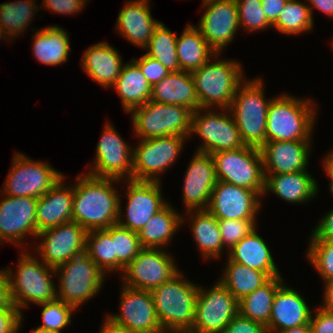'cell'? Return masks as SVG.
<instances>
[{"label":"cell","instance_id":"f6af8a7d","mask_svg":"<svg viewBox=\"0 0 333 333\" xmlns=\"http://www.w3.org/2000/svg\"><path fill=\"white\" fill-rule=\"evenodd\" d=\"M308 262L327 283L333 279V242L326 240H309L307 248Z\"/></svg>","mask_w":333,"mask_h":333},{"label":"cell","instance_id":"83f0119b","mask_svg":"<svg viewBox=\"0 0 333 333\" xmlns=\"http://www.w3.org/2000/svg\"><path fill=\"white\" fill-rule=\"evenodd\" d=\"M318 186L308 171L265 175L263 196L271 192L287 203L304 204L317 196Z\"/></svg>","mask_w":333,"mask_h":333},{"label":"cell","instance_id":"cb8c5ba5","mask_svg":"<svg viewBox=\"0 0 333 333\" xmlns=\"http://www.w3.org/2000/svg\"><path fill=\"white\" fill-rule=\"evenodd\" d=\"M312 311L305 298L298 290L285 283L276 291L273 299L268 333H278L283 330L309 324Z\"/></svg>","mask_w":333,"mask_h":333},{"label":"cell","instance_id":"ee69618b","mask_svg":"<svg viewBox=\"0 0 333 333\" xmlns=\"http://www.w3.org/2000/svg\"><path fill=\"white\" fill-rule=\"evenodd\" d=\"M239 27L245 32L253 33L272 28L262 9V0H236Z\"/></svg>","mask_w":333,"mask_h":333},{"label":"cell","instance_id":"7402d4cb","mask_svg":"<svg viewBox=\"0 0 333 333\" xmlns=\"http://www.w3.org/2000/svg\"><path fill=\"white\" fill-rule=\"evenodd\" d=\"M184 176L182 202L185 210H207L218 181L211 154L195 152Z\"/></svg>","mask_w":333,"mask_h":333},{"label":"cell","instance_id":"484cf974","mask_svg":"<svg viewBox=\"0 0 333 333\" xmlns=\"http://www.w3.org/2000/svg\"><path fill=\"white\" fill-rule=\"evenodd\" d=\"M149 0H130L120 10L117 21V33L134 46L144 49L160 21L153 19Z\"/></svg>","mask_w":333,"mask_h":333},{"label":"cell","instance_id":"680465c9","mask_svg":"<svg viewBox=\"0 0 333 333\" xmlns=\"http://www.w3.org/2000/svg\"><path fill=\"white\" fill-rule=\"evenodd\" d=\"M99 333H131L129 330L124 328L121 325L114 323L111 319L105 316L104 321L102 322Z\"/></svg>","mask_w":333,"mask_h":333},{"label":"cell","instance_id":"1f68e13d","mask_svg":"<svg viewBox=\"0 0 333 333\" xmlns=\"http://www.w3.org/2000/svg\"><path fill=\"white\" fill-rule=\"evenodd\" d=\"M182 215L189 216L191 234L203 259H221L223 243L218 220L208 210H190Z\"/></svg>","mask_w":333,"mask_h":333},{"label":"cell","instance_id":"9f6ffc18","mask_svg":"<svg viewBox=\"0 0 333 333\" xmlns=\"http://www.w3.org/2000/svg\"><path fill=\"white\" fill-rule=\"evenodd\" d=\"M306 2H308L307 5L309 6L312 19L314 18L312 11L315 9L333 18V0H306Z\"/></svg>","mask_w":333,"mask_h":333},{"label":"cell","instance_id":"8fae6325","mask_svg":"<svg viewBox=\"0 0 333 333\" xmlns=\"http://www.w3.org/2000/svg\"><path fill=\"white\" fill-rule=\"evenodd\" d=\"M11 164L1 191L4 195L39 199L64 176L49 163L34 161L21 152L15 151Z\"/></svg>","mask_w":333,"mask_h":333},{"label":"cell","instance_id":"ba28073f","mask_svg":"<svg viewBox=\"0 0 333 333\" xmlns=\"http://www.w3.org/2000/svg\"><path fill=\"white\" fill-rule=\"evenodd\" d=\"M54 270L59 276L57 299L76 309L97 295L107 277L85 252Z\"/></svg>","mask_w":333,"mask_h":333},{"label":"cell","instance_id":"6125c7cd","mask_svg":"<svg viewBox=\"0 0 333 333\" xmlns=\"http://www.w3.org/2000/svg\"><path fill=\"white\" fill-rule=\"evenodd\" d=\"M31 331H32V333H60L58 331L47 330V329H43L40 327H36L35 329H33Z\"/></svg>","mask_w":333,"mask_h":333},{"label":"cell","instance_id":"603a6c76","mask_svg":"<svg viewBox=\"0 0 333 333\" xmlns=\"http://www.w3.org/2000/svg\"><path fill=\"white\" fill-rule=\"evenodd\" d=\"M311 141H270L261 148L264 175L308 171Z\"/></svg>","mask_w":333,"mask_h":333},{"label":"cell","instance_id":"836d02e7","mask_svg":"<svg viewBox=\"0 0 333 333\" xmlns=\"http://www.w3.org/2000/svg\"><path fill=\"white\" fill-rule=\"evenodd\" d=\"M111 88L118 93L122 107L127 113L151 99L152 86L133 60L124 64L119 77Z\"/></svg>","mask_w":333,"mask_h":333},{"label":"cell","instance_id":"277c9868","mask_svg":"<svg viewBox=\"0 0 333 333\" xmlns=\"http://www.w3.org/2000/svg\"><path fill=\"white\" fill-rule=\"evenodd\" d=\"M20 252L16 271L10 266L5 271L10 282L13 304L23 314V308H29V303L38 305L56 300L57 288L53 280L56 276L54 268L30 255L27 250Z\"/></svg>","mask_w":333,"mask_h":333},{"label":"cell","instance_id":"db71d44e","mask_svg":"<svg viewBox=\"0 0 333 333\" xmlns=\"http://www.w3.org/2000/svg\"><path fill=\"white\" fill-rule=\"evenodd\" d=\"M0 309H18L12 301L8 275L0 269Z\"/></svg>","mask_w":333,"mask_h":333},{"label":"cell","instance_id":"f907efd6","mask_svg":"<svg viewBox=\"0 0 333 333\" xmlns=\"http://www.w3.org/2000/svg\"><path fill=\"white\" fill-rule=\"evenodd\" d=\"M23 318L19 309H0V333H18Z\"/></svg>","mask_w":333,"mask_h":333},{"label":"cell","instance_id":"5bb4252c","mask_svg":"<svg viewBox=\"0 0 333 333\" xmlns=\"http://www.w3.org/2000/svg\"><path fill=\"white\" fill-rule=\"evenodd\" d=\"M133 147L125 142L112 123L104 125L96 146L95 161L86 173L97 178L133 179Z\"/></svg>","mask_w":333,"mask_h":333},{"label":"cell","instance_id":"4fadbf2b","mask_svg":"<svg viewBox=\"0 0 333 333\" xmlns=\"http://www.w3.org/2000/svg\"><path fill=\"white\" fill-rule=\"evenodd\" d=\"M238 305L239 301L220 281L210 289L199 285L195 321L190 333H222L239 313Z\"/></svg>","mask_w":333,"mask_h":333},{"label":"cell","instance_id":"f5cc1de1","mask_svg":"<svg viewBox=\"0 0 333 333\" xmlns=\"http://www.w3.org/2000/svg\"><path fill=\"white\" fill-rule=\"evenodd\" d=\"M312 229L309 240H326L333 242V207Z\"/></svg>","mask_w":333,"mask_h":333},{"label":"cell","instance_id":"d590c367","mask_svg":"<svg viewBox=\"0 0 333 333\" xmlns=\"http://www.w3.org/2000/svg\"><path fill=\"white\" fill-rule=\"evenodd\" d=\"M223 274L217 279L229 292L240 301L245 296L252 293L257 288L266 284L271 277L261 271L251 269L245 265L226 259Z\"/></svg>","mask_w":333,"mask_h":333},{"label":"cell","instance_id":"c3c4849f","mask_svg":"<svg viewBox=\"0 0 333 333\" xmlns=\"http://www.w3.org/2000/svg\"><path fill=\"white\" fill-rule=\"evenodd\" d=\"M222 333H268L266 326L260 322L245 318L239 313L225 327Z\"/></svg>","mask_w":333,"mask_h":333},{"label":"cell","instance_id":"52a82bcc","mask_svg":"<svg viewBox=\"0 0 333 333\" xmlns=\"http://www.w3.org/2000/svg\"><path fill=\"white\" fill-rule=\"evenodd\" d=\"M130 113L133 134L138 139L172 135L190 138L193 111L186 106L149 100L144 105L132 109Z\"/></svg>","mask_w":333,"mask_h":333},{"label":"cell","instance_id":"94428289","mask_svg":"<svg viewBox=\"0 0 333 333\" xmlns=\"http://www.w3.org/2000/svg\"><path fill=\"white\" fill-rule=\"evenodd\" d=\"M278 333H312V327H311V324L309 323V324L289 328V329L283 330Z\"/></svg>","mask_w":333,"mask_h":333},{"label":"cell","instance_id":"3957f363","mask_svg":"<svg viewBox=\"0 0 333 333\" xmlns=\"http://www.w3.org/2000/svg\"><path fill=\"white\" fill-rule=\"evenodd\" d=\"M179 271L151 291L155 311L165 332H191L195 321L199 285Z\"/></svg>","mask_w":333,"mask_h":333},{"label":"cell","instance_id":"8992f818","mask_svg":"<svg viewBox=\"0 0 333 333\" xmlns=\"http://www.w3.org/2000/svg\"><path fill=\"white\" fill-rule=\"evenodd\" d=\"M263 84L261 78H245L237 87L229 108L243 143L256 148L266 143L267 113L273 99L265 98Z\"/></svg>","mask_w":333,"mask_h":333},{"label":"cell","instance_id":"d6986e66","mask_svg":"<svg viewBox=\"0 0 333 333\" xmlns=\"http://www.w3.org/2000/svg\"><path fill=\"white\" fill-rule=\"evenodd\" d=\"M0 199V245L16 244L24 248L27 236L36 238V206L34 197L2 194ZM23 246V247H22Z\"/></svg>","mask_w":333,"mask_h":333},{"label":"cell","instance_id":"f546056e","mask_svg":"<svg viewBox=\"0 0 333 333\" xmlns=\"http://www.w3.org/2000/svg\"><path fill=\"white\" fill-rule=\"evenodd\" d=\"M228 254V255H227ZM226 254L230 261L265 272L271 278L282 275L265 240L255 228Z\"/></svg>","mask_w":333,"mask_h":333},{"label":"cell","instance_id":"e0dca14e","mask_svg":"<svg viewBox=\"0 0 333 333\" xmlns=\"http://www.w3.org/2000/svg\"><path fill=\"white\" fill-rule=\"evenodd\" d=\"M86 234L84 228L71 221L38 233L36 238H41L40 243L31 249L44 264L55 269L85 252Z\"/></svg>","mask_w":333,"mask_h":333},{"label":"cell","instance_id":"ac0fdd59","mask_svg":"<svg viewBox=\"0 0 333 333\" xmlns=\"http://www.w3.org/2000/svg\"><path fill=\"white\" fill-rule=\"evenodd\" d=\"M121 289L119 313H107L106 316L131 333H163L151 291L124 284Z\"/></svg>","mask_w":333,"mask_h":333},{"label":"cell","instance_id":"7a4b0ae2","mask_svg":"<svg viewBox=\"0 0 333 333\" xmlns=\"http://www.w3.org/2000/svg\"><path fill=\"white\" fill-rule=\"evenodd\" d=\"M311 98L280 93L273 97L267 113L266 142L312 141L317 108Z\"/></svg>","mask_w":333,"mask_h":333},{"label":"cell","instance_id":"7dc6e473","mask_svg":"<svg viewBox=\"0 0 333 333\" xmlns=\"http://www.w3.org/2000/svg\"><path fill=\"white\" fill-rule=\"evenodd\" d=\"M132 60L140 67L144 77L152 87L171 73L159 61L146 54Z\"/></svg>","mask_w":333,"mask_h":333},{"label":"cell","instance_id":"816d5d0a","mask_svg":"<svg viewBox=\"0 0 333 333\" xmlns=\"http://www.w3.org/2000/svg\"><path fill=\"white\" fill-rule=\"evenodd\" d=\"M314 310L315 315L311 314L310 319L312 333H333V312L320 306Z\"/></svg>","mask_w":333,"mask_h":333},{"label":"cell","instance_id":"d4e9b609","mask_svg":"<svg viewBox=\"0 0 333 333\" xmlns=\"http://www.w3.org/2000/svg\"><path fill=\"white\" fill-rule=\"evenodd\" d=\"M63 176L38 199L36 206V235L46 229L72 221L74 184H65Z\"/></svg>","mask_w":333,"mask_h":333},{"label":"cell","instance_id":"9c48e42d","mask_svg":"<svg viewBox=\"0 0 333 333\" xmlns=\"http://www.w3.org/2000/svg\"><path fill=\"white\" fill-rule=\"evenodd\" d=\"M211 157L218 181L257 191L263 197L265 175L260 148L245 145Z\"/></svg>","mask_w":333,"mask_h":333},{"label":"cell","instance_id":"11a10c76","mask_svg":"<svg viewBox=\"0 0 333 333\" xmlns=\"http://www.w3.org/2000/svg\"><path fill=\"white\" fill-rule=\"evenodd\" d=\"M288 0H262V9L268 22L273 25Z\"/></svg>","mask_w":333,"mask_h":333},{"label":"cell","instance_id":"6da1fadb","mask_svg":"<svg viewBox=\"0 0 333 333\" xmlns=\"http://www.w3.org/2000/svg\"><path fill=\"white\" fill-rule=\"evenodd\" d=\"M114 183L121 180L78 175L74 183L72 221L86 231L117 224L120 194Z\"/></svg>","mask_w":333,"mask_h":333},{"label":"cell","instance_id":"e575fe53","mask_svg":"<svg viewBox=\"0 0 333 333\" xmlns=\"http://www.w3.org/2000/svg\"><path fill=\"white\" fill-rule=\"evenodd\" d=\"M181 36H177L176 53L180 71L193 72L201 68L216 52L202 36L200 30L187 23Z\"/></svg>","mask_w":333,"mask_h":333},{"label":"cell","instance_id":"91938a15","mask_svg":"<svg viewBox=\"0 0 333 333\" xmlns=\"http://www.w3.org/2000/svg\"><path fill=\"white\" fill-rule=\"evenodd\" d=\"M323 159L324 160H321L323 163L322 167L324 168L328 178L331 180L329 184V191L333 196V150H330Z\"/></svg>","mask_w":333,"mask_h":333},{"label":"cell","instance_id":"681fc988","mask_svg":"<svg viewBox=\"0 0 333 333\" xmlns=\"http://www.w3.org/2000/svg\"><path fill=\"white\" fill-rule=\"evenodd\" d=\"M87 2L89 0H43L41 6L55 14L75 15L84 9Z\"/></svg>","mask_w":333,"mask_h":333},{"label":"cell","instance_id":"4316f807","mask_svg":"<svg viewBox=\"0 0 333 333\" xmlns=\"http://www.w3.org/2000/svg\"><path fill=\"white\" fill-rule=\"evenodd\" d=\"M81 62L86 75L104 88L115 84L125 64L116 48L104 41L88 47Z\"/></svg>","mask_w":333,"mask_h":333},{"label":"cell","instance_id":"be15d7a7","mask_svg":"<svg viewBox=\"0 0 333 333\" xmlns=\"http://www.w3.org/2000/svg\"><path fill=\"white\" fill-rule=\"evenodd\" d=\"M163 333H190V332H163Z\"/></svg>","mask_w":333,"mask_h":333},{"label":"cell","instance_id":"8d00e7d4","mask_svg":"<svg viewBox=\"0 0 333 333\" xmlns=\"http://www.w3.org/2000/svg\"><path fill=\"white\" fill-rule=\"evenodd\" d=\"M37 0H14L0 4V33L7 41H14L26 32L30 26L33 16L40 8ZM17 35V36H16Z\"/></svg>","mask_w":333,"mask_h":333},{"label":"cell","instance_id":"60d3db41","mask_svg":"<svg viewBox=\"0 0 333 333\" xmlns=\"http://www.w3.org/2000/svg\"><path fill=\"white\" fill-rule=\"evenodd\" d=\"M85 253L104 272L117 271V256L114 255V242L105 229L87 231Z\"/></svg>","mask_w":333,"mask_h":333},{"label":"cell","instance_id":"2e32d148","mask_svg":"<svg viewBox=\"0 0 333 333\" xmlns=\"http://www.w3.org/2000/svg\"><path fill=\"white\" fill-rule=\"evenodd\" d=\"M166 249L143 248L120 275L122 284L152 291L169 281L180 270Z\"/></svg>","mask_w":333,"mask_h":333},{"label":"cell","instance_id":"44dd1931","mask_svg":"<svg viewBox=\"0 0 333 333\" xmlns=\"http://www.w3.org/2000/svg\"><path fill=\"white\" fill-rule=\"evenodd\" d=\"M263 198L257 191L217 181L207 210L217 220H257Z\"/></svg>","mask_w":333,"mask_h":333},{"label":"cell","instance_id":"ab89813d","mask_svg":"<svg viewBox=\"0 0 333 333\" xmlns=\"http://www.w3.org/2000/svg\"><path fill=\"white\" fill-rule=\"evenodd\" d=\"M272 27L281 34L300 35L313 29L314 19L307 3L300 0H288Z\"/></svg>","mask_w":333,"mask_h":333},{"label":"cell","instance_id":"ffe728a7","mask_svg":"<svg viewBox=\"0 0 333 333\" xmlns=\"http://www.w3.org/2000/svg\"><path fill=\"white\" fill-rule=\"evenodd\" d=\"M204 10L196 27L216 53L235 39L239 27L236 0H202Z\"/></svg>","mask_w":333,"mask_h":333},{"label":"cell","instance_id":"9a60e30c","mask_svg":"<svg viewBox=\"0 0 333 333\" xmlns=\"http://www.w3.org/2000/svg\"><path fill=\"white\" fill-rule=\"evenodd\" d=\"M127 189L124 193L127 200L125 214L122 217L121 193L119 197V215L117 224L121 227L139 232L155 213L168 202L162 196L161 182L138 181L133 179L121 180Z\"/></svg>","mask_w":333,"mask_h":333},{"label":"cell","instance_id":"bcb514c9","mask_svg":"<svg viewBox=\"0 0 333 333\" xmlns=\"http://www.w3.org/2000/svg\"><path fill=\"white\" fill-rule=\"evenodd\" d=\"M218 224L222 237L223 252L226 249L230 251L245 236L257 228L256 220H218Z\"/></svg>","mask_w":333,"mask_h":333},{"label":"cell","instance_id":"30bf717a","mask_svg":"<svg viewBox=\"0 0 333 333\" xmlns=\"http://www.w3.org/2000/svg\"><path fill=\"white\" fill-rule=\"evenodd\" d=\"M201 108L192 113L191 133L202 138L196 152L213 154L245 146L230 109Z\"/></svg>","mask_w":333,"mask_h":333},{"label":"cell","instance_id":"6f0895ef","mask_svg":"<svg viewBox=\"0 0 333 333\" xmlns=\"http://www.w3.org/2000/svg\"><path fill=\"white\" fill-rule=\"evenodd\" d=\"M323 303L320 307L333 312V279L324 284Z\"/></svg>","mask_w":333,"mask_h":333},{"label":"cell","instance_id":"b9f144b4","mask_svg":"<svg viewBox=\"0 0 333 333\" xmlns=\"http://www.w3.org/2000/svg\"><path fill=\"white\" fill-rule=\"evenodd\" d=\"M114 242V255L117 256V272H124L129 263L143 249L138 233L121 227L118 224L105 229Z\"/></svg>","mask_w":333,"mask_h":333},{"label":"cell","instance_id":"d6a6232c","mask_svg":"<svg viewBox=\"0 0 333 333\" xmlns=\"http://www.w3.org/2000/svg\"><path fill=\"white\" fill-rule=\"evenodd\" d=\"M185 216L180 215L169 203L153 215L146 225L138 232L143 248L168 247L173 236L183 225Z\"/></svg>","mask_w":333,"mask_h":333},{"label":"cell","instance_id":"7bdbcfd3","mask_svg":"<svg viewBox=\"0 0 333 333\" xmlns=\"http://www.w3.org/2000/svg\"><path fill=\"white\" fill-rule=\"evenodd\" d=\"M38 306L42 307V324L38 327L60 333H62V329L71 324L72 313L77 310L74 306L66 304L60 299L41 303Z\"/></svg>","mask_w":333,"mask_h":333},{"label":"cell","instance_id":"5b68a950","mask_svg":"<svg viewBox=\"0 0 333 333\" xmlns=\"http://www.w3.org/2000/svg\"><path fill=\"white\" fill-rule=\"evenodd\" d=\"M219 57L221 53L214 54L201 68L191 72L200 108L229 109L237 87L245 79L240 62Z\"/></svg>","mask_w":333,"mask_h":333},{"label":"cell","instance_id":"74e56055","mask_svg":"<svg viewBox=\"0 0 333 333\" xmlns=\"http://www.w3.org/2000/svg\"><path fill=\"white\" fill-rule=\"evenodd\" d=\"M283 276L271 278L266 284L257 288L239 301V314L245 318L269 323L273 299L276 291L285 283Z\"/></svg>","mask_w":333,"mask_h":333},{"label":"cell","instance_id":"4dcf8cb0","mask_svg":"<svg viewBox=\"0 0 333 333\" xmlns=\"http://www.w3.org/2000/svg\"><path fill=\"white\" fill-rule=\"evenodd\" d=\"M32 55L39 63L58 66L68 61L70 54V37L59 25L34 29Z\"/></svg>","mask_w":333,"mask_h":333},{"label":"cell","instance_id":"f1b7e54d","mask_svg":"<svg viewBox=\"0 0 333 333\" xmlns=\"http://www.w3.org/2000/svg\"><path fill=\"white\" fill-rule=\"evenodd\" d=\"M150 100L186 106L193 112L201 109L191 72H171L152 87Z\"/></svg>","mask_w":333,"mask_h":333},{"label":"cell","instance_id":"f35d334b","mask_svg":"<svg viewBox=\"0 0 333 333\" xmlns=\"http://www.w3.org/2000/svg\"><path fill=\"white\" fill-rule=\"evenodd\" d=\"M177 35L169 30L163 22L155 28L148 45L144 48L149 57L159 61L170 72L180 71L176 53Z\"/></svg>","mask_w":333,"mask_h":333},{"label":"cell","instance_id":"7c38bea8","mask_svg":"<svg viewBox=\"0 0 333 333\" xmlns=\"http://www.w3.org/2000/svg\"><path fill=\"white\" fill-rule=\"evenodd\" d=\"M187 138L172 135L139 139L133 147V180L161 182L160 176L175 163Z\"/></svg>","mask_w":333,"mask_h":333}]
</instances>
